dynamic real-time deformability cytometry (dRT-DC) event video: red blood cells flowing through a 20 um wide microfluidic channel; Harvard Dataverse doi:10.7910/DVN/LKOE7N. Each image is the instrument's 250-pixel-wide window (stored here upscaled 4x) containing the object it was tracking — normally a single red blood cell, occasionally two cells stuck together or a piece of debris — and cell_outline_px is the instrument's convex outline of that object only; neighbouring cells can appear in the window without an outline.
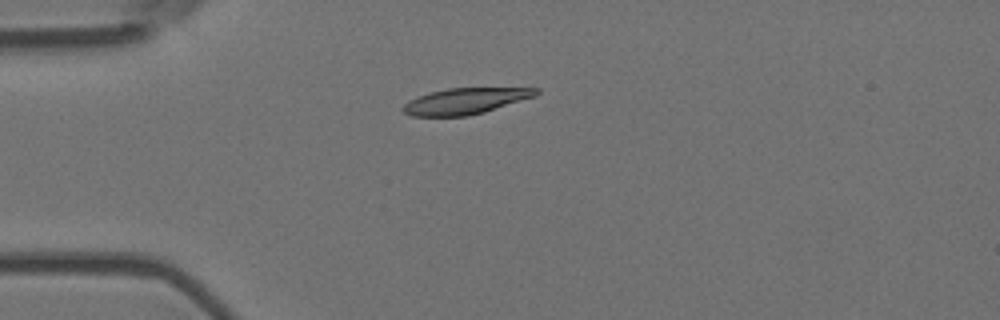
{"species": "Egyptian fruit bat (a non-hibernating species)", "species_latin": "Rousettus aegyptiacus", "temperature_condition": "room temperature", "stored_images_in_passage": 7, "camera_frame_rate_fps": 3000, "um_per_image_px": 0.085, "animal": {"sex": "female"}, "frame": {"image": 1, "passage_image": 4, "time_ms": 1.0, "image_size_px": [1000, 320], "cell_outline_px": [[540, 92], [536, 96], [484, 112], [468, 116], [412, 116], [404, 112], [400, 108], [408, 100], [428, 92], [448, 88], [540, 88]], "centroid_in_image_um": [39.54, 8.59], "position_along_channel_um": 45.5, "area_um2": 20.29}}
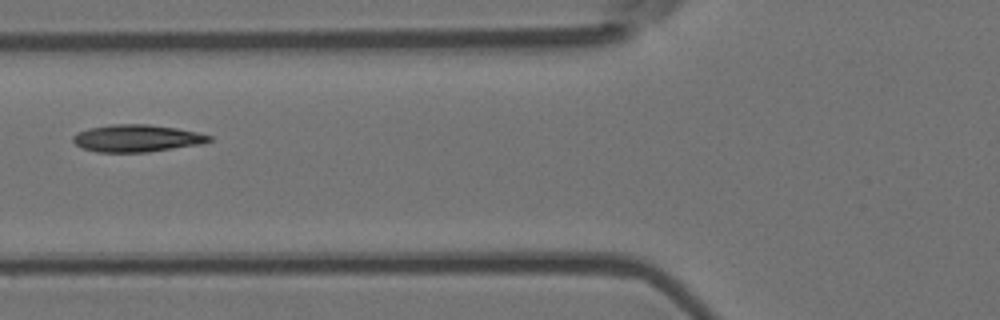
{"frame": {"image": 2, "passage_image": 6, "time_ms": 1.667, "image_size_px": [1000, 320], "cell_outline_px": [[212, 140], [204, 144], [148, 152], [96, 152], [80, 148], [72, 140], [72, 136], [76, 132], [88, 128], [112, 124], [148, 124], [176, 128], [196, 132], [212, 136]], "centroid_in_image_um": [11.61, 11.76], "position_along_channel_um": 114.2, "area_um2": 21.85}}
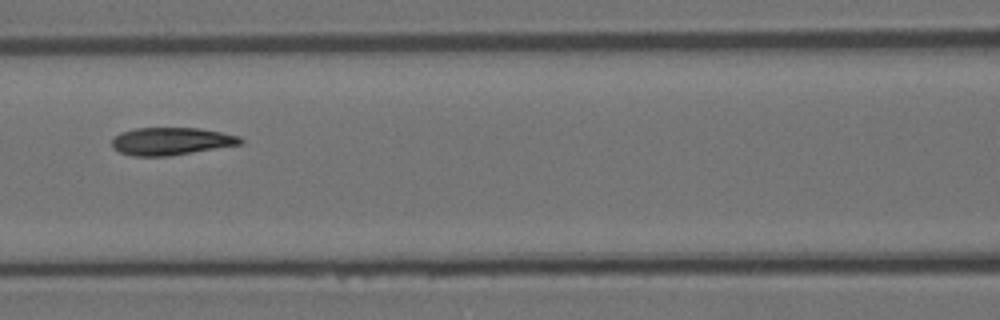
{"frame": {"image": 3, "passage_image": 7, "time_ms": 2.0, "image_size_px": [1000, 320], "cell_outline_px": [[244, 140], [240, 144], [168, 156], [132, 156], [120, 152], [112, 148], [112, 140], [120, 132], [136, 128], [200, 128], [240, 136]], "centroid_in_image_um": [14.52, 12.0], "position_along_channel_um": 152.1, "area_um2": 20.52}}